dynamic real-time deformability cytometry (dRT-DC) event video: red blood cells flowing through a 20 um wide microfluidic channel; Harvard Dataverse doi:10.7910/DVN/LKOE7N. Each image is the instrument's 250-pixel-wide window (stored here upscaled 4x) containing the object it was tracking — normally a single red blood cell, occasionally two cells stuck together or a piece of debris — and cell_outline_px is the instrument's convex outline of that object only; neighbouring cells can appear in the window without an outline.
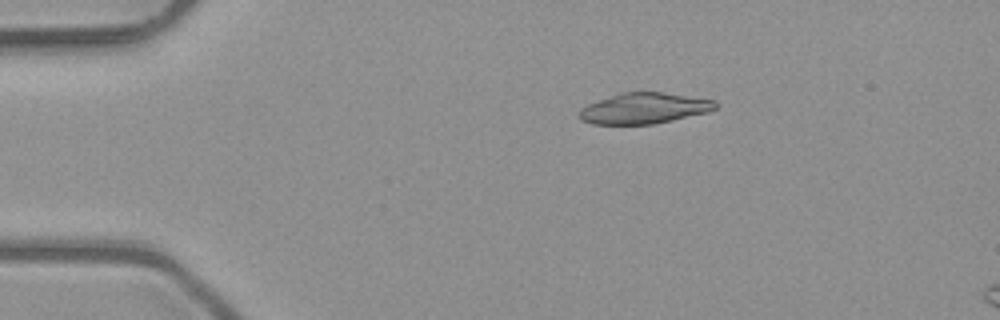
{"species": "common noctule bat (a hibernating species)", "species_latin": "Nyctalus noctula", "temperature_condition": "room temperature", "stored_images_in_passage": 5, "camera_frame_rate_fps": 3000, "um_per_image_px": 0.085, "animal": {"sex": "male", "body_mass_g": 23.1, "forearm_length_mm": 52.7}, "frame": {"image": 1, "passage_image": 5, "time_ms": 1.333, "image_size_px": [1000, 320], "cell_outline_px": [[720, 104], [716, 108], [708, 112], [672, 120], [652, 124], [592, 124], [580, 120], [576, 116], [580, 108], [588, 104], [620, 92], [664, 92], [716, 100]], "centroid_in_image_um": [54.74, 9.2], "position_along_channel_um": 30.3, "area_um2": 24.68}}